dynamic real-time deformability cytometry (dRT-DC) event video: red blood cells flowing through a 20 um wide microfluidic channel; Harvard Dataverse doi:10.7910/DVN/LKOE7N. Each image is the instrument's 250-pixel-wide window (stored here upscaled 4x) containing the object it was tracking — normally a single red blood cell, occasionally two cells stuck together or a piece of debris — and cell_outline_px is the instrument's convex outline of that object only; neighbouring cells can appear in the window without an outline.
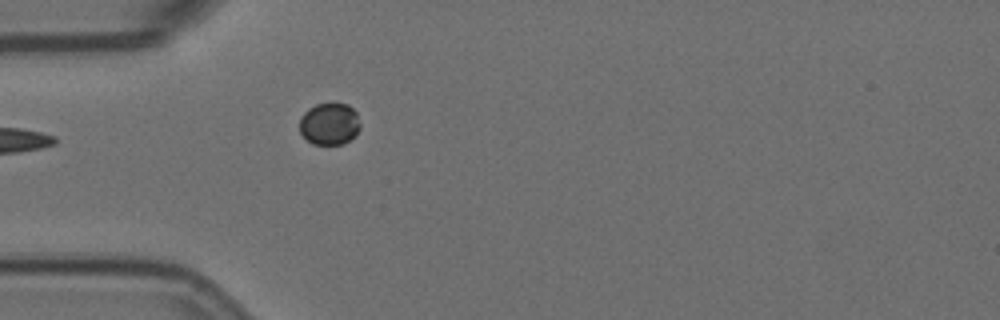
{"species": "Egyptian fruit bat (a non-hibernating species)", "species_latin": "Rousettus aegyptiacus", "temperature_condition": "room temperature", "stored_images_in_passage": 4, "camera_frame_rate_fps": 3000, "um_per_image_px": 0.085, "animal": {"sex": "female"}, "frame": {"image": 1, "passage_image": 4, "time_ms": 1.0, "image_size_px": [1000, 320], "cell_outline_px": [[360, 128], [356, 136], [344, 144], [312, 144], [300, 132], [300, 116], [308, 108], [316, 104], [348, 104], [356, 112], [360, 124]], "centroid_in_image_um": [28.01, 10.54], "position_along_channel_um": 57.0, "area_um2": 14.91}}